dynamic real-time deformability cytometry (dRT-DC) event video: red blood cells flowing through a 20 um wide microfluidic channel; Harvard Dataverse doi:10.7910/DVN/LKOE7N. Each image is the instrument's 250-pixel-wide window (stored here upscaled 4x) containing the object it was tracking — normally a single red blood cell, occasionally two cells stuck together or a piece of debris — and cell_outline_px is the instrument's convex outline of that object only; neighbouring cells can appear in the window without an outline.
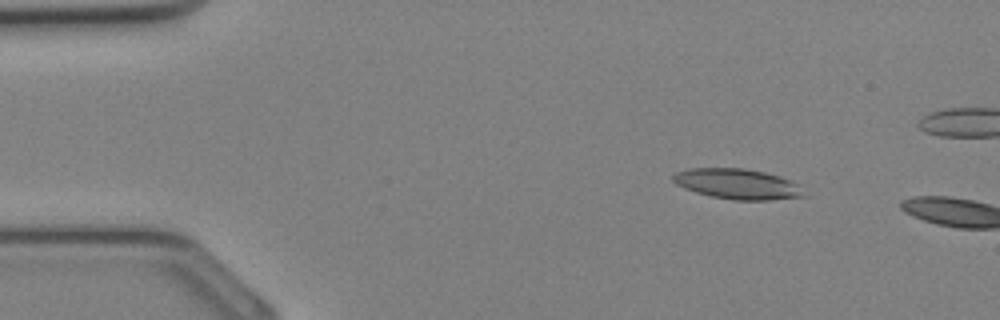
{"species": "Egyptian fruit bat (a non-hibernating species)", "species_latin": "Rousettus aegyptiacus", "temperature_condition": "cold", "stored_images_in_passage": 7, "camera_frame_rate_fps": 3000, "um_per_image_px": 0.085, "animal": {"sex": "female"}, "frame": {"image": 1, "passage_image": 5, "time_ms": 1.333, "image_size_px": [1000, 320], "cell_outline_px": [[808, 196], [768, 200], [736, 200], [712, 196], [696, 192], [684, 188], [676, 184], [672, 180], [672, 176], [676, 172], [688, 168], [744, 168], [764, 172], [780, 176], [800, 184]], "centroid_in_image_um": [62.72, 15.63], "position_along_channel_um": 22.3, "area_um2": 23.29}}